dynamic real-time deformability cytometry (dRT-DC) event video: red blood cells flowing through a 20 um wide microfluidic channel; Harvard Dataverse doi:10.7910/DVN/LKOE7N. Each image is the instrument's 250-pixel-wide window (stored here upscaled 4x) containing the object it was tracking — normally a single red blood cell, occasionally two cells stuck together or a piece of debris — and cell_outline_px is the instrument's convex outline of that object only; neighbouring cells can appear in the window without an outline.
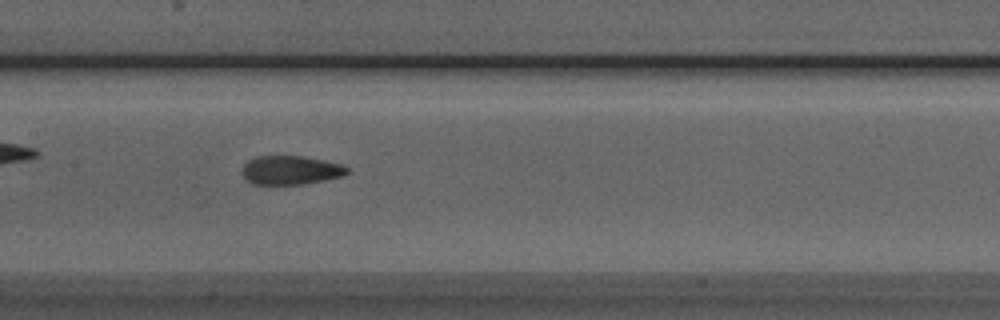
{"species": "Egyptian fruit bat (a non-hibernating species)", "species_latin": "Rousettus aegyptiacus", "temperature_condition": "room temperature", "stored_images_in_passage": 51, "camera_frame_rate_fps": 3000, "um_per_image_px": 0.085, "animal": {"sex": "male"}, "frame": {"image": 1, "passage_image": 24, "time_ms": 7.667, "image_size_px": [1000, 320], "cell_outline_px": [[348, 172], [344, 176], [304, 184], [252, 184], [244, 180], [240, 172], [244, 164], [248, 160], [256, 156], [304, 156], [324, 160], [340, 164], [348, 168]], "centroid_in_image_um": [24.65, 14.46], "position_along_channel_um": 182.7, "area_um2": 17.86}}
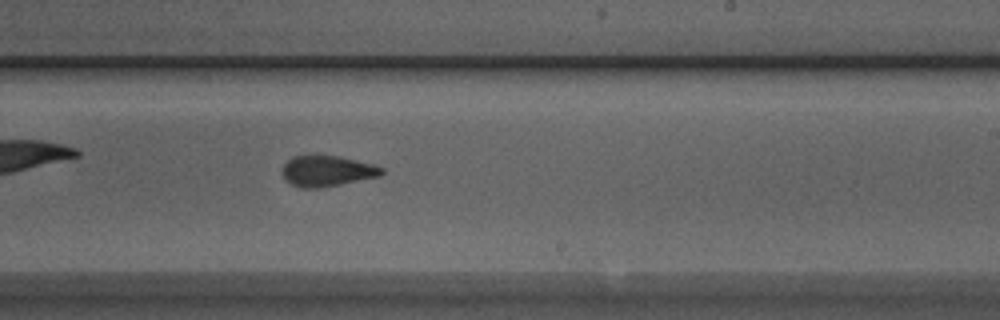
{"frame": {"image": 2, "passage_image": 30, "time_ms": 9.667, "image_size_px": [1000, 320], "cell_outline_px": [[384, 172], [380, 176], [320, 188], [300, 188], [284, 180], [280, 172], [284, 164], [292, 156], [340, 156], [376, 164], [384, 168]], "centroid_in_image_um": [27.8, 14.54], "position_along_channel_um": 261.2, "area_um2": 18.03}}
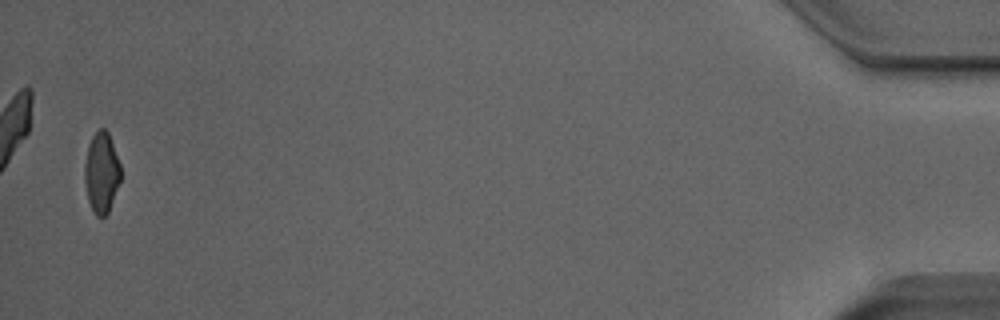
{"frame": {"image": 3, "passage_image": 50, "time_ms": 16.333, "image_size_px": [1000, 320], "cell_outline_px": [[120, 180], [108, 212], [104, 216], [96, 216], [88, 200], [84, 180], [84, 164], [88, 148], [92, 136], [100, 128], [104, 128], [108, 132], [120, 164]], "centroid_in_image_um": [8.62, 14.66], "position_along_channel_um": 426.6, "area_um2": 16.65}, "authors_computed_cell_mechanics": {"area_um2": 17.918, "velocity_mm_per_s": 3.943, "shape_relaxation_time_tau1_ms": 3.4709, "shape_relaxation_time_tau2_ms": 1.8693, "deformation_change_tau1": 0.1306, "deformation_change_tau2": 0.1018}}